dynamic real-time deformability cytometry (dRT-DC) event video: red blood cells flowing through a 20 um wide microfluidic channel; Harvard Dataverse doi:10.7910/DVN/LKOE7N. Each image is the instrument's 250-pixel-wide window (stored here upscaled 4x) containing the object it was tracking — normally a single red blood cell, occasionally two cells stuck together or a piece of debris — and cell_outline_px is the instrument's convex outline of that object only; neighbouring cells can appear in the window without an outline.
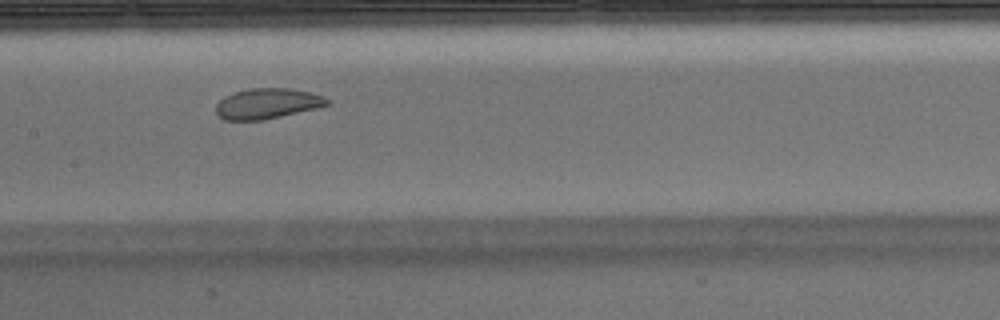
{"species": "Egyptian fruit bat (a non-hibernating species)", "species_latin": "Rousettus aegyptiacus", "temperature_condition": "warm", "stored_images_in_passage": 37, "camera_frame_rate_fps": 3000, "um_per_image_px": 0.085, "animal": {"sex": "male"}, "frame": {"image": 1, "passage_image": 11, "time_ms": 3.333, "image_size_px": [1000, 320], "cell_outline_px": [[332, 104], [316, 108], [280, 116], [260, 120], [224, 120], [216, 112], [216, 104], [224, 96], [248, 88], [288, 88], [308, 92], [324, 96], [332, 100]], "centroid_in_image_um": [22.74, 8.79], "position_along_channel_um": 184.7, "area_um2": 19.65}}
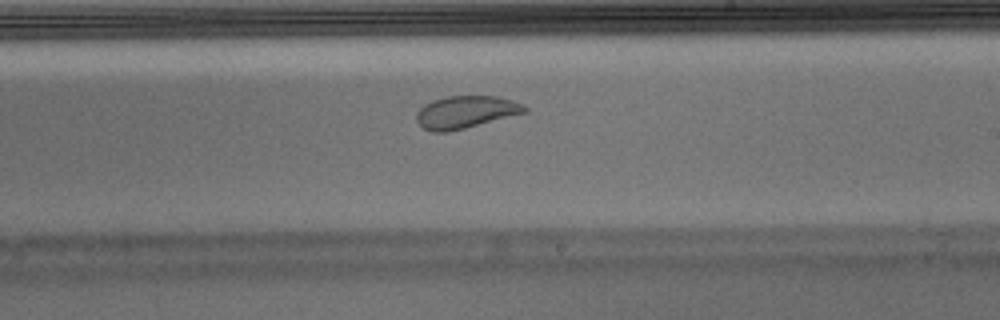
{"frame": {"image": 2, "passage_image": 16, "time_ms": 5.0, "image_size_px": [1000, 320], "cell_outline_px": [[528, 112], [448, 132], [432, 132], [424, 128], [416, 120], [416, 112], [424, 104], [432, 100], [448, 96], [496, 96], [512, 100], [524, 104], [528, 108]], "centroid_in_image_um": [39.59, 9.52], "position_along_channel_um": 249.4, "area_um2": 20.46}, "authors_computed_cell_mechanics": {"area_um2": 22.0796, "velocity_mm_per_s": 3.8951, "shape_relaxation_time_tau1_ms": 10.1201, "shape_relaxation_time_tau2_ms": 1.1165, "deformation_change_tau1": 0.2222, "deformation_change_tau2": 0.0613}}